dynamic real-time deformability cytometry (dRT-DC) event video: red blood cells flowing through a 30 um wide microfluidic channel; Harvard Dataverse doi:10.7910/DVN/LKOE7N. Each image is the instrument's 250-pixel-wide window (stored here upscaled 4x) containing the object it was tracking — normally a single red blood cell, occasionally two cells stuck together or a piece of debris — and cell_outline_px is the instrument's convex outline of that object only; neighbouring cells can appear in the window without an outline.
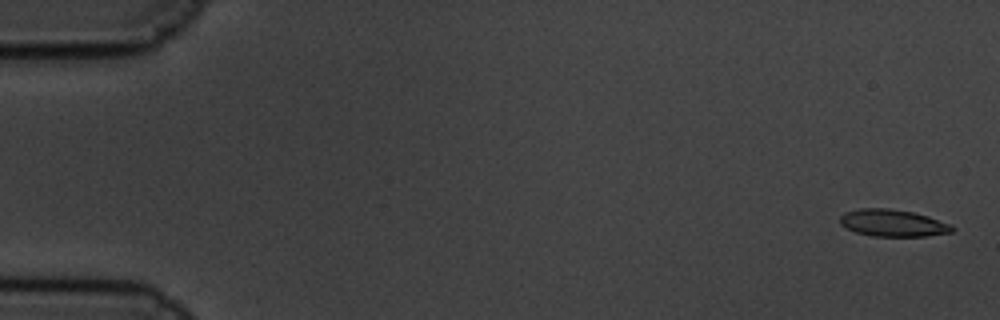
{"species": "common noctule bat (a hibernating species)", "species_latin": "Nyctalus noctula", "temperature_condition": "cold", "stored_images_in_passage": 61, "camera_frame_rate_fps": 3000, "um_per_image_px": 0.085, "animal": {"sex": "male", "body_mass_g": 19.5, "forearm_length_mm": 54.6}, "frame": {"image": 1, "passage_image": 2, "time_ms": 0.333, "image_size_px": [1000, 320], "cell_outline_px": [[956, 228], [952, 232], [924, 236], [872, 236], [856, 232], [840, 224], [840, 216], [844, 212], [860, 208], [888, 208], [912, 212], [928, 216], [952, 224]], "centroid_in_image_um": [75.91, 18.95], "position_along_channel_um": 9.1, "area_um2": 17.69}}
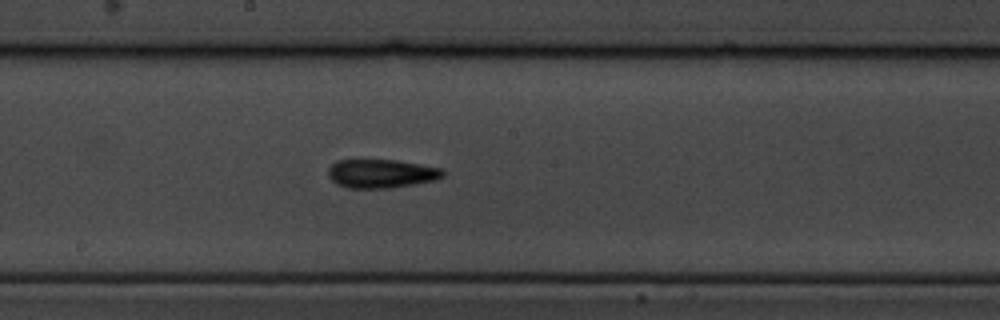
{"frame": {"image": 2, "passage_image": 33, "time_ms": 10.667, "image_size_px": [1000, 320], "cell_outline_px": [[444, 176], [436, 180], [388, 188], [348, 188], [336, 184], [328, 176], [328, 168], [336, 160], [396, 160], [420, 164], [440, 168], [444, 172]], "centroid_in_image_um": [32.38, 14.75], "position_along_channel_um": 215.8, "area_um2": 19.13}}
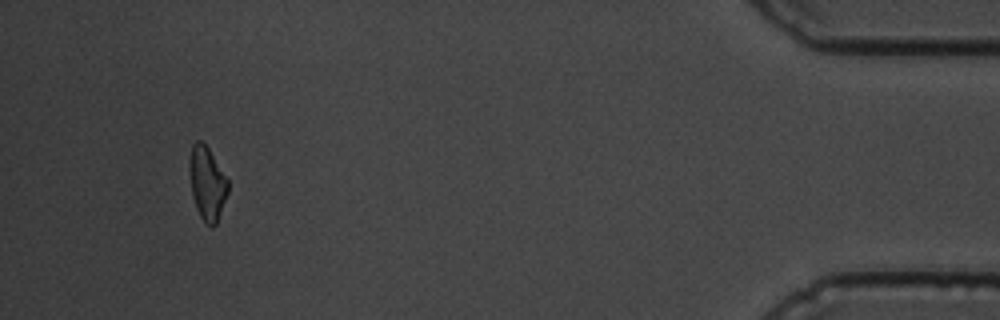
{"frame": {"image": 3, "passage_image": 57, "time_ms": 18.667, "image_size_px": [1000, 320], "cell_outline_px": [[228, 192], [216, 224], [212, 228], [204, 224], [196, 208], [192, 196], [188, 160], [192, 144], [196, 140], [200, 140], [208, 148], [228, 180]], "centroid_in_image_um": [17.58, 15.6], "position_along_channel_um": 417.6, "area_um2": 16.53}, "authors_computed_cell_mechanics": {"area_um2": 17.9758, "velocity_mm_per_s": 3.3525, "shape_relaxation_time_tau1_ms": 3.2867, "shape_relaxation_time_tau2_ms": 6.0594, "deformation_change_tau1": 0.0999, "deformation_change_tau2": 0.1654}}